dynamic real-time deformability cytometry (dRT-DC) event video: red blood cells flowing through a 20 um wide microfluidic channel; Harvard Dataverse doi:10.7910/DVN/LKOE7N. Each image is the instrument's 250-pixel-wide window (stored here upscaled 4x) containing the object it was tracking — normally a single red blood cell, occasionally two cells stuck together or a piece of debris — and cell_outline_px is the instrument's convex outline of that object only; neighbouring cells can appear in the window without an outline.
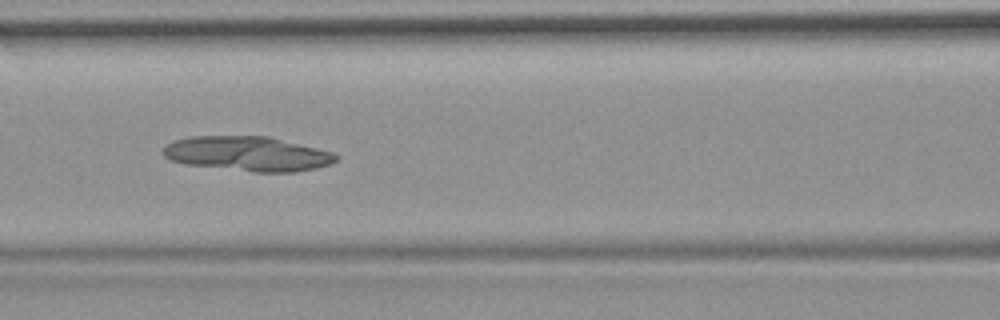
{"species": "common noctule bat (a hibernating species)", "species_latin": "Nyctalus noctula", "temperature_condition": "room temperature", "stored_images_in_passage": 10, "camera_frame_rate_fps": 3000, "um_per_image_px": 0.085, "animal": {"sex": "female", "body_mass_g": 19.9}, "frame": {"image": 1, "passage_image": 6, "time_ms": 1.667, "image_size_px": [1000, 320], "cell_outline_px": [[340, 156], [332, 164], [316, 168], [296, 172], [252, 172], [184, 164], [168, 160], [164, 156], [164, 148], [168, 144], [176, 140], [192, 136], [268, 136], [332, 152]], "centroid_in_image_um": [21.06, 13.08], "position_along_channel_um": 145.5, "area_um2": 34.97}}